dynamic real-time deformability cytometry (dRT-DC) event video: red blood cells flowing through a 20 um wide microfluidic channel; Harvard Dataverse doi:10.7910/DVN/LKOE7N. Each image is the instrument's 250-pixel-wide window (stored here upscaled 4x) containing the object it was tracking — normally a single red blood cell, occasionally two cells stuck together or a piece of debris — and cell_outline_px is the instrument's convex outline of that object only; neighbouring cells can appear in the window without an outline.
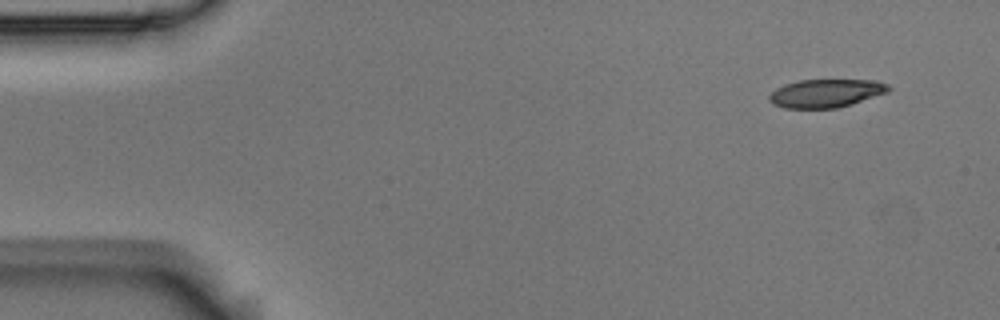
{"species": "Egyptian fruit bat (a non-hibernating species)", "species_latin": "Rousettus aegyptiacus", "temperature_condition": "room temperature", "stored_images_in_passage": 4, "camera_frame_rate_fps": 3000, "um_per_image_px": 0.085, "animal": {"sex": "male"}, "frame": {"image": 1, "passage_image": 1, "time_ms": 0.0, "image_size_px": [1000, 320], "cell_outline_px": [[892, 88], [888, 92], [852, 104], [836, 108], [784, 108], [772, 104], [768, 100], [768, 96], [776, 88], [784, 84], [800, 80], [876, 80], [888, 84]], "centroid_in_image_um": [70.2, 7.92], "position_along_channel_um": 14.8, "area_um2": 19.77}}
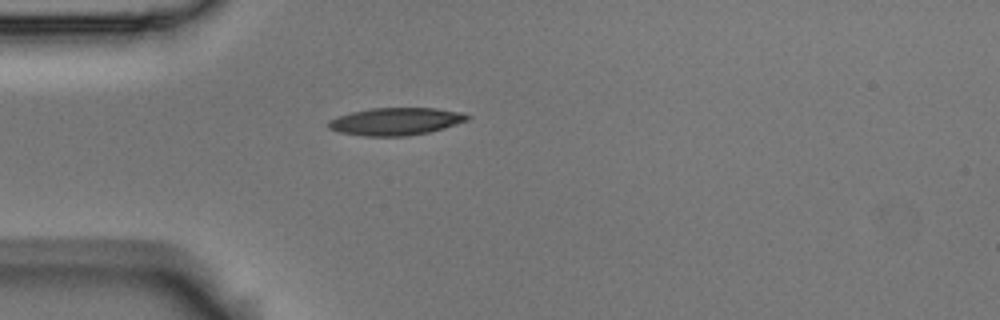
{"frame": {"image": 2, "passage_image": 4, "time_ms": 1.0, "image_size_px": [1000, 320], "cell_outline_px": [[472, 116], [468, 120], [444, 128], [428, 132], [408, 136], [364, 136], [340, 132], [328, 128], [328, 120], [352, 112], [372, 108], [436, 108], [464, 112]], "centroid_in_image_um": [33.68, 10.32], "position_along_channel_um": 51.3, "area_um2": 22.25}}